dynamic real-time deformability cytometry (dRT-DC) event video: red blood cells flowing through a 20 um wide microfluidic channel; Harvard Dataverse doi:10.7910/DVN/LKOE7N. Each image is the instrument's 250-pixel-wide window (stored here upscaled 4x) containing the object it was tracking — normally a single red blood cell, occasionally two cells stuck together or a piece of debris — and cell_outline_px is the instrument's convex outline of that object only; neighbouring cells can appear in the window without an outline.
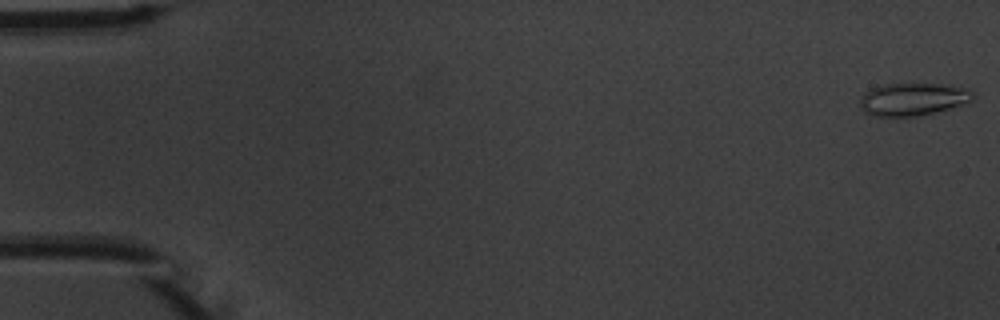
{"species": "common noctule bat (a hibernating species)", "species_latin": "Nyctalus noctula", "temperature_condition": "warm", "stored_images_in_passage": 5, "camera_frame_rate_fps": 3000, "um_per_image_px": 0.085, "animal": {"sex": "male", "body_mass_g": 20.1, "forearm_length_mm": 53.5}, "frame": {"image": 1, "passage_image": 1, "time_ms": 0.0, "image_size_px": [1000, 320], "cell_outline_px": [[976, 96], [972, 100], [948, 108], [920, 116], [904, 120], [896, 120], [876, 116], [868, 112], [860, 104], [860, 96], [864, 92], [872, 88], [884, 84], [940, 84], [964, 88], [976, 92]], "centroid_in_image_um": [77.57, 8.47], "position_along_channel_um": 7.4, "area_um2": 21.91}}
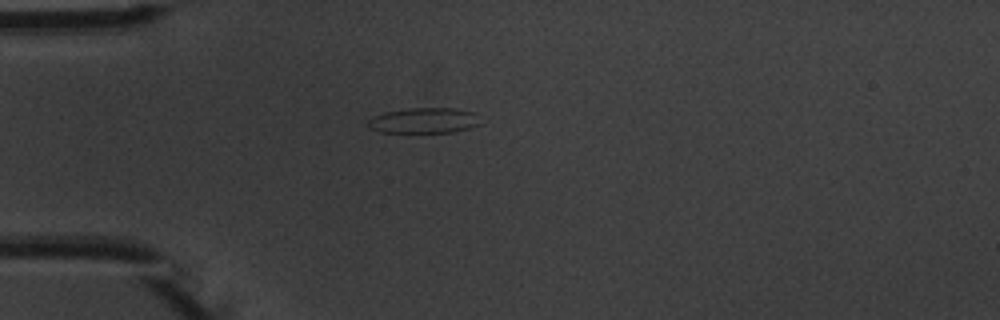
{"frame": {"image": 2, "passage_image": 5, "time_ms": 4.667, "image_size_px": [1000, 320], "cell_outline_px": [[480, 124], [468, 128], [452, 132], [380, 132], [368, 128], [368, 120], [372, 116], [384, 112], [404, 108], [456, 108], [476, 112]], "centroid_in_image_um": [36.01, 10.23], "position_along_channel_um": 49.0, "area_um2": 16.82}}